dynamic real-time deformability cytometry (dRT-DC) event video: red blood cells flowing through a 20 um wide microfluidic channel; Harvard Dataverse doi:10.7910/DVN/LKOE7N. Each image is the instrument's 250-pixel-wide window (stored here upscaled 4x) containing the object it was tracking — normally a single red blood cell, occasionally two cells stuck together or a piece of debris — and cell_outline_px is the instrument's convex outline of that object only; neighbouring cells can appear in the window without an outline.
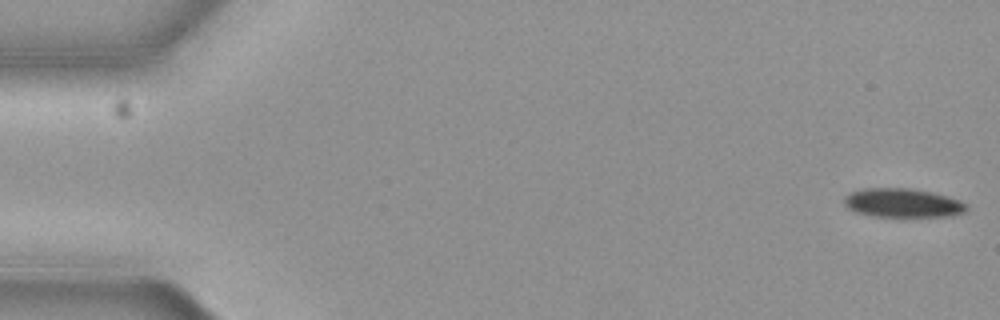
{"species": "common noctule bat (a hibernating species)", "species_latin": "Nyctalus noctula", "temperature_condition": "cold", "stored_images_in_passage": 8, "camera_frame_rate_fps": 3000, "um_per_image_px": 0.085, "animal": {"sex": "female", "body_mass_g": 19.3, "forearm_length_mm": 54.1}, "frame": {"image": 1, "passage_image": 1, "time_ms": 0.0, "image_size_px": [1000, 320], "cell_outline_px": [[968, 208], [964, 212], [952, 216], [876, 216], [856, 212], [848, 208], [844, 204], [844, 196], [852, 192], [864, 188], [908, 188], [932, 192], [956, 200], [964, 204]], "centroid_in_image_um": [76.68, 17.25], "position_along_channel_um": 8.3, "area_um2": 20.23}}
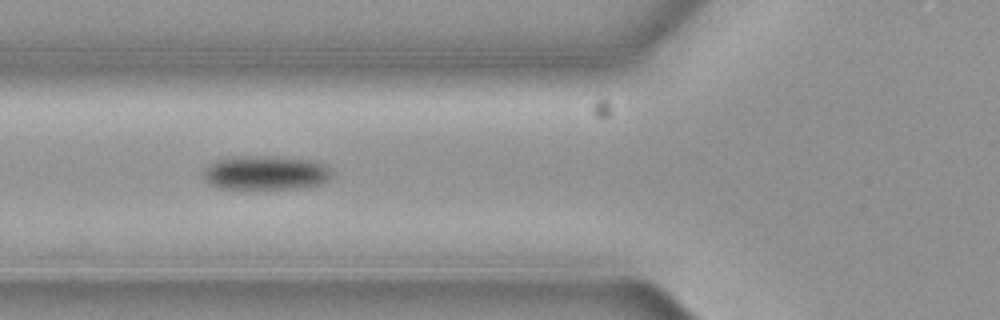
{"frame": {"image": 2, "passage_image": 7, "time_ms": 2.0, "image_size_px": [1000, 320], "cell_outline_px": [[328, 180], [324, 184], [308, 188], [216, 188], [208, 184], [204, 176], [204, 168], [216, 160], [244, 156], [264, 156], [312, 160], [324, 164], [328, 168]], "centroid_in_image_um": [22.57, 14.7], "position_along_channel_um": 103.2, "area_um2": 25.32}}
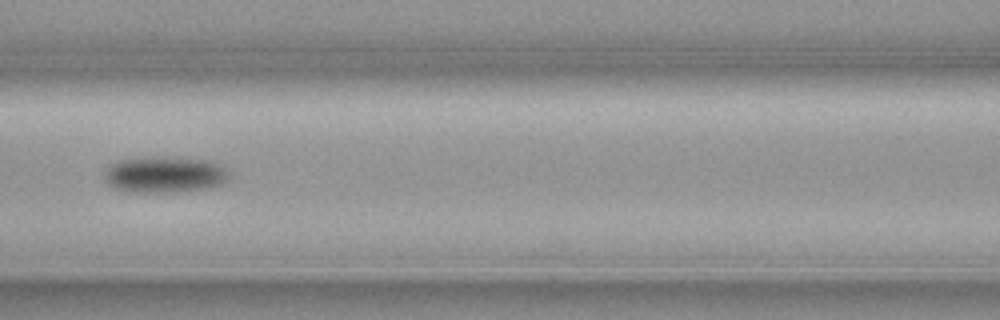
{"frame": {"image": 3, "passage_image": 8, "time_ms": 2.333, "image_size_px": [1000, 320], "cell_outline_px": [[228, 176], [220, 184], [212, 188], [176, 192], [124, 192], [112, 188], [104, 180], [104, 176], [108, 168], [112, 164], [120, 160], [140, 156], [176, 156], [212, 160], [220, 164], [228, 172]], "centroid_in_image_um": [13.98, 14.82], "position_along_channel_um": 152.6, "area_um2": 27.11}}